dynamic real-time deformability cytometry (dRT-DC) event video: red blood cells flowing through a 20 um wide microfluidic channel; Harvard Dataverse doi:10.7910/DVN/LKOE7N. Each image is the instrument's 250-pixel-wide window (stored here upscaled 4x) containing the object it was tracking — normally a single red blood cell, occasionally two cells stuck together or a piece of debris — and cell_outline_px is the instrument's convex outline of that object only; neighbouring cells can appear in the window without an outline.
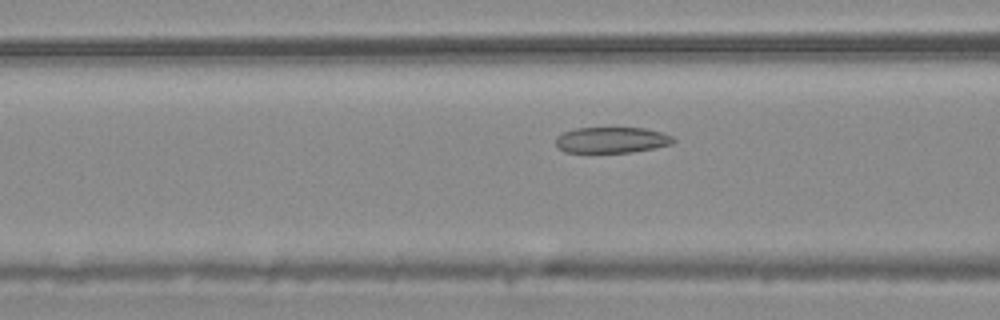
{"species": "common noctule bat (a hibernating species)", "species_latin": "Nyctalus noctula", "temperature_condition": "warm", "stored_images_in_passage": 55, "camera_frame_rate_fps": 3000, "um_per_image_px": 0.085, "animal": {"sex": "male", "body_mass_g": 20.4}, "frame": {"image": 1, "passage_image": 22, "time_ms": 7.0, "image_size_px": [1000, 320], "cell_outline_px": [[676, 140], [672, 144], [656, 148], [632, 152], [564, 152], [556, 148], [556, 136], [564, 132], [576, 128], [644, 128], [660, 132], [672, 136]], "centroid_in_image_um": [51.98, 11.9], "position_along_channel_um": 114.6, "area_um2": 17.8}}
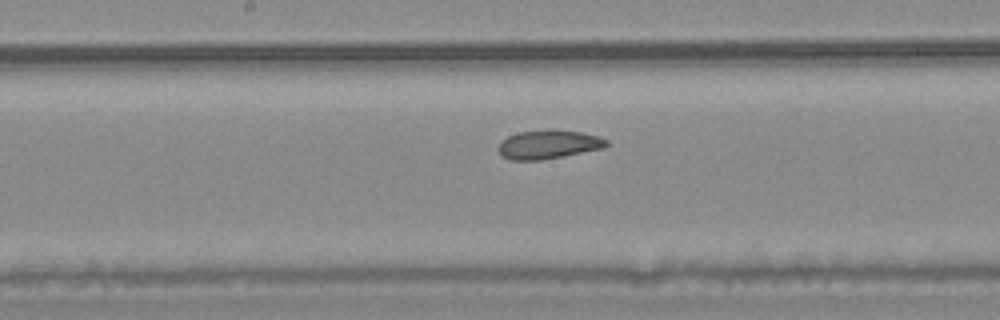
{"frame": {"image": 2, "passage_image": 29, "time_ms": 9.333, "image_size_px": [1000, 320], "cell_outline_px": [[608, 144], [604, 148], [540, 160], [512, 160], [500, 156], [496, 148], [508, 136], [516, 132], [548, 128], [552, 128], [584, 132], [600, 136], [608, 140]], "centroid_in_image_um": [46.61, 12.25], "position_along_channel_um": 201.6, "area_um2": 18.55}}
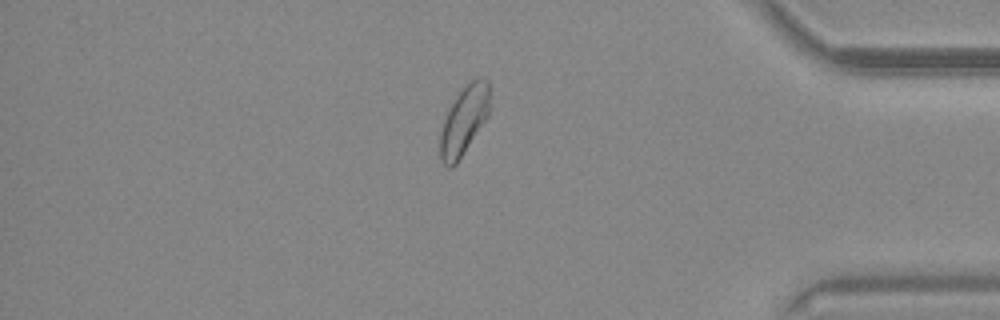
{"frame": {"image": 3, "passage_image": 47, "time_ms": 15.333, "image_size_px": [1000, 320], "cell_outline_px": [[492, 108], [488, 116], [456, 164], [452, 168], [448, 168], [440, 160], [440, 136], [444, 120], [456, 96], [476, 76], [488, 80], [492, 104]], "centroid_in_image_um": [39.49, 10.22], "position_along_channel_um": 395.7, "area_um2": 19.83}, "authors_computed_cell_mechanics": {"area_um2": 20.1144, "velocity_mm_per_s": 3.7239, "shape_relaxation_time_tau1_ms": 9.8693, "shape_relaxation_time_tau2_ms": 2.477, "deformation_change_tau1": 0.1333, "deformation_change_tau2": 0.0769}}